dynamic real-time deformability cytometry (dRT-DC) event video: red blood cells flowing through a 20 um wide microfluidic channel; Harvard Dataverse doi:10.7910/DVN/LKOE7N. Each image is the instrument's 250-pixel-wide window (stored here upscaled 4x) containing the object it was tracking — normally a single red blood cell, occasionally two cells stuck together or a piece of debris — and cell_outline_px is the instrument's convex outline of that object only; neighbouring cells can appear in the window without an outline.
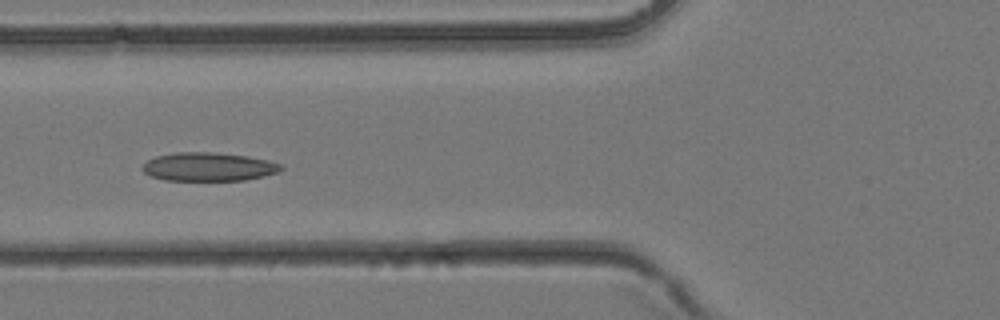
{"species": "common noctule bat (a hibernating species)", "species_latin": "Nyctalus noctula", "temperature_condition": "room temperature", "stored_images_in_passage": 23, "camera_frame_rate_fps": 3000, "um_per_image_px": 0.085, "animal": {"sex": "female", "body_mass_g": 24.6, "forearm_length_mm": 56.2}, "frame": {"image": 1, "passage_image": 3, "time_ms": 0.667, "image_size_px": [1000, 320], "cell_outline_px": [[284, 168], [276, 172], [264, 176], [244, 180], [164, 180], [152, 176], [144, 172], [140, 168], [148, 160], [156, 156], [176, 152], [212, 152], [248, 156], [268, 160], [280, 164]], "centroid_in_image_um": [17.71, 14.17], "position_along_channel_um": 108.1, "area_um2": 22.95}}
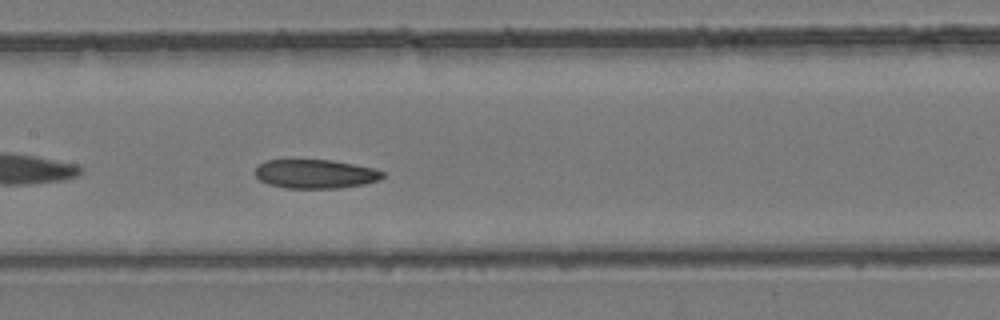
{"frame": {"image": 2, "passage_image": 7, "time_ms": 2.0, "image_size_px": [1000, 320], "cell_outline_px": [[384, 176], [380, 180], [364, 184], [340, 188], [284, 188], [268, 184], [260, 180], [256, 176], [256, 168], [264, 160], [332, 160], [372, 168], [384, 172]], "centroid_in_image_um": [26.8, 14.79], "position_along_channel_um": 180.6, "area_um2": 21.44}}
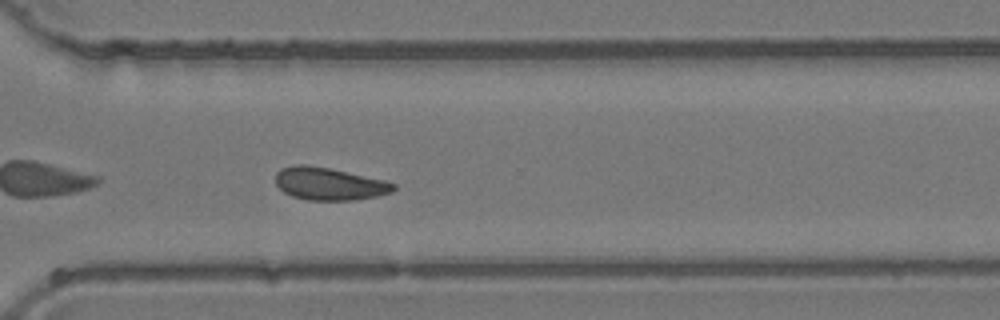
{"frame": {"image": 3, "passage_image": 16, "time_ms": 5.0, "image_size_px": [1000, 320], "cell_outline_px": [[396, 188], [392, 192], [376, 196], [352, 200], [308, 200], [292, 196], [284, 192], [276, 184], [276, 172], [280, 168], [292, 164], [308, 164], [328, 168], [384, 180], [396, 184]], "centroid_in_image_um": [27.95, 15.61], "position_along_channel_um": 342.7, "area_um2": 22.37}}